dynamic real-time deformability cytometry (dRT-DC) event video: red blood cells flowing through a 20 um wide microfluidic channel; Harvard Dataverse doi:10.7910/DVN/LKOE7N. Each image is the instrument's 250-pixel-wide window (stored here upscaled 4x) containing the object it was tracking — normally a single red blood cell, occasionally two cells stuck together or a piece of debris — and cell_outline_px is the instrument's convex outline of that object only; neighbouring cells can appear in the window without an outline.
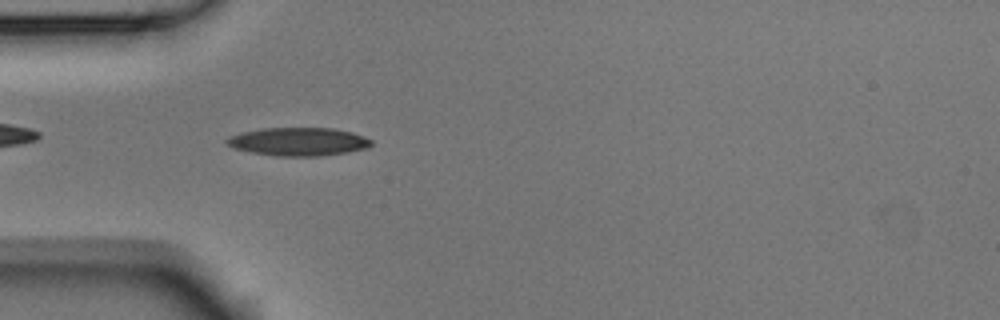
{"species": "Egyptian fruit bat (a non-hibernating species)", "species_latin": "Rousettus aegyptiacus", "temperature_condition": "room temperature", "stored_images_in_passage": 40, "camera_frame_rate_fps": 3000, "um_per_image_px": 0.085, "animal": {"sex": "male"}, "frame": {"image": 1, "passage_image": 3, "time_ms": 0.667, "image_size_px": [1000, 320], "cell_outline_px": [[372, 144], [368, 148], [348, 152], [320, 156], [276, 156], [252, 152], [232, 148], [224, 140], [228, 136], [240, 132], [264, 128], [332, 128], [352, 132], [364, 136], [372, 140]], "centroid_in_image_um": [25.36, 12.04], "position_along_channel_um": 59.6, "area_um2": 23.93}}
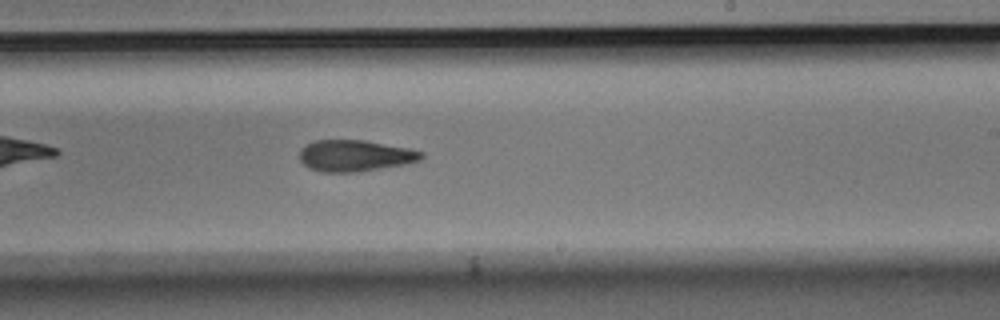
{"frame": {"image": 2, "passage_image": 19, "time_ms": 6.0, "image_size_px": [1000, 320], "cell_outline_px": [[424, 156], [420, 160], [404, 164], [356, 172], [320, 172], [308, 168], [300, 160], [300, 148], [316, 140], [364, 140], [408, 148], [424, 152]], "centroid_in_image_um": [30.16, 13.23], "position_along_channel_um": 258.8, "area_um2": 22.2}}
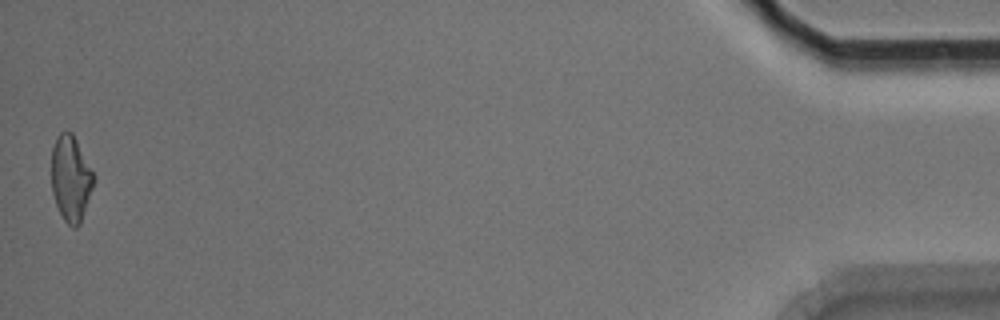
{"frame": {"image": 3, "passage_image": 40, "time_ms": 13.0, "image_size_px": [1000, 320], "cell_outline_px": [[96, 180], [80, 224], [76, 228], [72, 228], [64, 220], [56, 204], [52, 192], [52, 148], [56, 136], [60, 132], [72, 132], [96, 176]], "centroid_in_image_um": [6.04, 15.17], "position_along_channel_um": 429.2, "area_um2": 21.27}, "authors_computed_cell_mechanics": {"area_um2": 22.6287, "velocity_mm_per_s": 3.7716, "shape_relaxation_time_tau1_ms": 4.857, "shape_relaxation_time_tau2_ms": 7.6911, "deformation_change_tau1": 0.1344, "deformation_change_tau2": 0.1791}}